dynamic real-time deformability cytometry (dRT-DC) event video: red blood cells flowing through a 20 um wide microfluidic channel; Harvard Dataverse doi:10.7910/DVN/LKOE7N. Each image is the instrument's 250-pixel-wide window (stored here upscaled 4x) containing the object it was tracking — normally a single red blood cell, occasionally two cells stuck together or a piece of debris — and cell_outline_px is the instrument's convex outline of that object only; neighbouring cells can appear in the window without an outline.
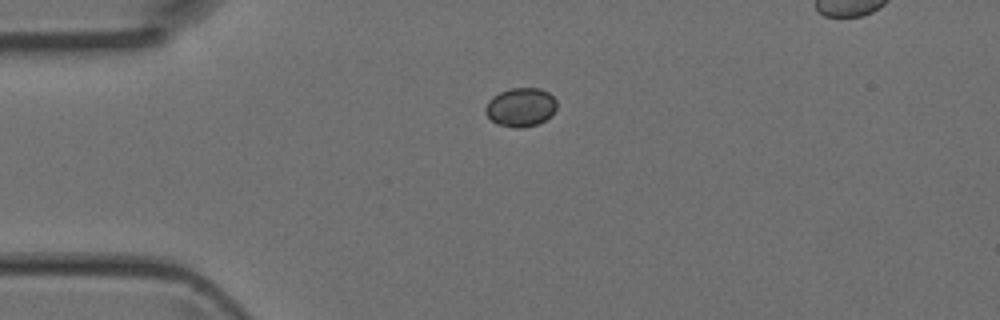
{"species": "Egyptian fruit bat (a non-hibernating species)", "species_latin": "Rousettus aegyptiacus", "temperature_condition": "room temperature", "stored_images_in_passage": 3, "camera_frame_rate_fps": 3000, "um_per_image_px": 0.085, "animal": {"sex": "female"}, "frame": {"image": 1, "passage_image": 1, "time_ms": 0.0, "image_size_px": [1000, 320], "cell_outline_px": [[556, 108], [544, 120], [536, 124], [520, 128], [516, 128], [496, 124], [484, 112], [484, 108], [488, 100], [492, 96], [500, 92], [512, 88], [540, 88], [548, 92], [556, 100]], "centroid_in_image_um": [44.21, 9.1], "position_along_channel_um": 40.8, "area_um2": 16.01}}
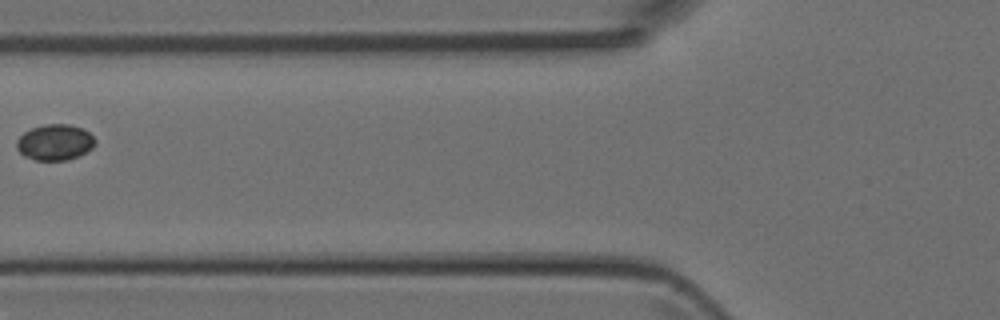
{"frame": {"image": 2, "passage_image": 3, "time_ms": 0.667, "image_size_px": [1000, 320], "cell_outline_px": [[96, 140], [92, 148], [76, 156], [64, 160], [36, 160], [24, 156], [16, 148], [16, 140], [24, 132], [32, 128], [44, 124], [68, 124], [84, 128]], "centroid_in_image_um": [4.64, 12.08], "position_along_channel_um": 121.2, "area_um2": 16.3}}